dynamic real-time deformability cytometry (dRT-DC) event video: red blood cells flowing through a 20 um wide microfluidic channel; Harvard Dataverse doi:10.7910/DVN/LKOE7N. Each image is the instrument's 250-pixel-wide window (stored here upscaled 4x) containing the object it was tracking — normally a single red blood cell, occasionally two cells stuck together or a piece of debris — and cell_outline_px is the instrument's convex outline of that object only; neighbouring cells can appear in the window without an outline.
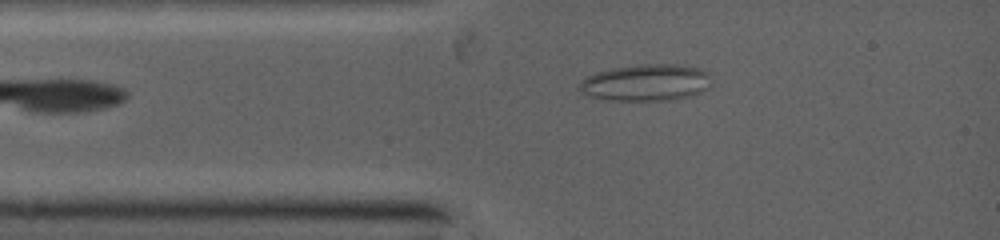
{"species": "common noctule bat (a hibernating species)", "species_latin": "Nyctalus noctula", "temperature_condition": "warm", "stored_images_in_passage": 4, "camera_frame_rate_fps": 5000, "um_per_image_px": 0.085, "animal": {"sex": "female", "body_mass_g": 19.0, "forearm_length_mm": 53.3}, "frame": {"image": 1, "passage_image": 1, "time_ms": 0.0, "image_size_px": [1000, 240], "cell_outline_px": [[708, 72], [704, 88], [700, 92], [688, 96], [668, 100], [600, 100], [588, 96], [580, 92], [580, 84], [588, 76], [612, 68], [644, 64], [672, 64], [696, 68]], "centroid_in_image_um": [54.81, 7.03], "position_along_channel_um": 30.2, "area_um2": 27.46}}
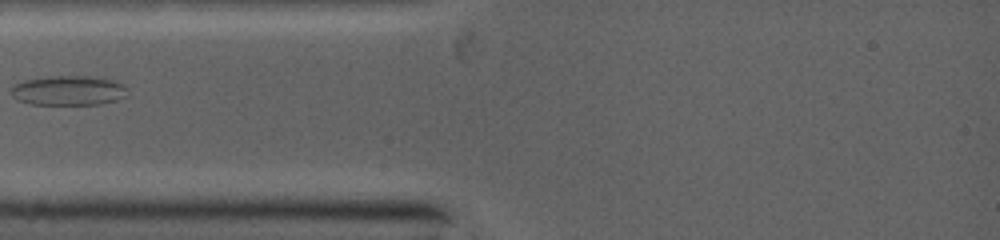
{"frame": {"image": 2, "passage_image": 3, "time_ms": 1.4, "image_size_px": [1000, 240], "cell_outline_px": [[124, 88], [120, 96], [112, 100], [96, 104], [32, 104], [20, 100], [12, 96], [12, 88], [16, 84], [24, 80], [64, 76], [84, 76], [112, 80], [120, 84]], "centroid_in_image_um": [5.71, 7.69], "position_along_channel_um": 79.3, "area_um2": 18.96}}